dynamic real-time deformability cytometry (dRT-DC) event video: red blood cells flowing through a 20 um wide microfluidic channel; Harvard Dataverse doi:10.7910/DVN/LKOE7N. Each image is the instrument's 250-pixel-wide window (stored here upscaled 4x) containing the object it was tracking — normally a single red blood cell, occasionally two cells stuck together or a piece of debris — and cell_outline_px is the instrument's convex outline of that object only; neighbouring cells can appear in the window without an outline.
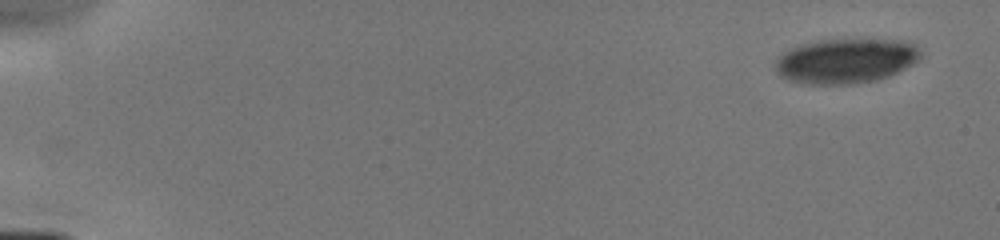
{"species": "human", "species_latin": "Homo sapiens", "temperature_condition": "cold", "stored_images_in_passage": 7, "camera_frame_rate_fps": 3000, "um_per_image_px": 0.085, "donor": {"sex": "male"}, "frame": {"image": 1, "passage_image": 1, "time_ms": 0.0, "image_size_px": [1000, 240], "cell_outline_px": [[920, 56], [912, 64], [888, 76], [876, 80], [852, 84], [808, 84], [788, 80], [780, 76], [776, 72], [776, 56], [788, 48], [800, 44], [816, 40], [908, 40], [916, 44], [920, 48]], "centroid_in_image_um": [71.85, 5.17], "position_along_channel_um": 13.2, "area_um2": 38.09}}
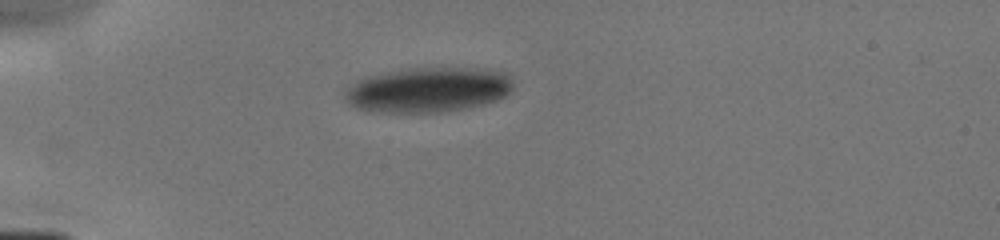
{"frame": {"image": 2, "passage_image": 5, "time_ms": 4.0, "image_size_px": [1000, 240], "cell_outline_px": [[512, 92], [496, 100], [484, 104], [444, 112], [380, 112], [356, 108], [348, 104], [344, 96], [348, 88], [356, 80], [364, 76], [408, 68], [484, 68], [508, 72], [512, 80]], "centroid_in_image_um": [36.41, 7.62], "position_along_channel_um": 48.6, "area_um2": 44.45}}